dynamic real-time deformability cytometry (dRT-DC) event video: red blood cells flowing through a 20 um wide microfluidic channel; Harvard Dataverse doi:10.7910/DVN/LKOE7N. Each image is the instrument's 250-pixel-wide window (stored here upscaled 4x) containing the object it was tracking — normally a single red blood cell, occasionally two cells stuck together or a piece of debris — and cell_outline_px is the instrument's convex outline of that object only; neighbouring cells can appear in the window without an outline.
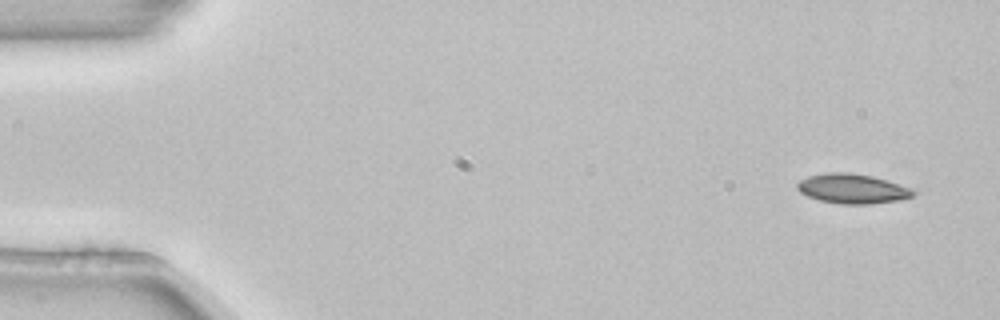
{"species": "common noctule bat (a hibernating species)", "species_latin": "Nyctalus noctula", "temperature_condition": "room temperature", "stored_images_in_passage": 5, "camera_frame_rate_fps": 3000, "um_per_image_px": 0.085, "animal": {"sex": "female", "body_mass_g": 22.7, "forearm_length_mm": 54.2}, "frame": {"image": 1, "passage_image": 1, "time_ms": 0.0, "image_size_px": [1000, 320], "cell_outline_px": [[916, 192], [912, 196], [896, 200], [872, 204], [844, 204], [820, 200], [808, 196], [800, 192], [796, 188], [796, 184], [800, 180], [808, 176], [824, 172], [848, 172], [872, 176], [908, 188]], "centroid_in_image_um": [72.37, 16.03], "position_along_channel_um": 12.6, "area_um2": 19.71}}